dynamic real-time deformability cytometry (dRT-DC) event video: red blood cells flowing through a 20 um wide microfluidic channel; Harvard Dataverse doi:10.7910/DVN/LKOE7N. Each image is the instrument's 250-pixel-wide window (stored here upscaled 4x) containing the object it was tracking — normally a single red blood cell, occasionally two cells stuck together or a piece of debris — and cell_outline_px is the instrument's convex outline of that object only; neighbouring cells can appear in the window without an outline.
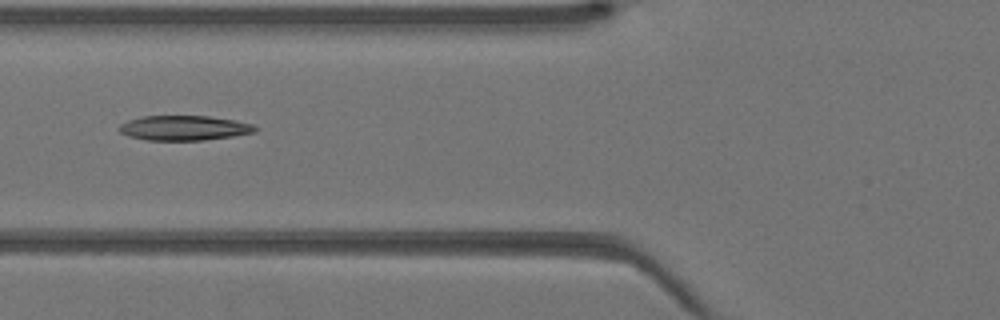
{"species": "Egyptian fruit bat (a non-hibernating species)", "species_latin": "Rousettus aegyptiacus", "temperature_condition": "warm", "stored_images_in_passage": 10, "camera_frame_rate_fps": 3000, "um_per_image_px": 0.085, "animal": {"sex": "female"}, "frame": {"image": 1, "passage_image": 4, "time_ms": 1.0, "image_size_px": [1000, 320], "cell_outline_px": [[260, 128], [256, 132], [232, 136], [204, 140], [144, 140], [128, 136], [120, 132], [116, 128], [120, 124], [128, 120], [144, 116], [208, 116], [232, 120], [252, 124]], "centroid_in_image_um": [15.62, 10.88], "position_along_channel_um": 110.2, "area_um2": 19.71}}
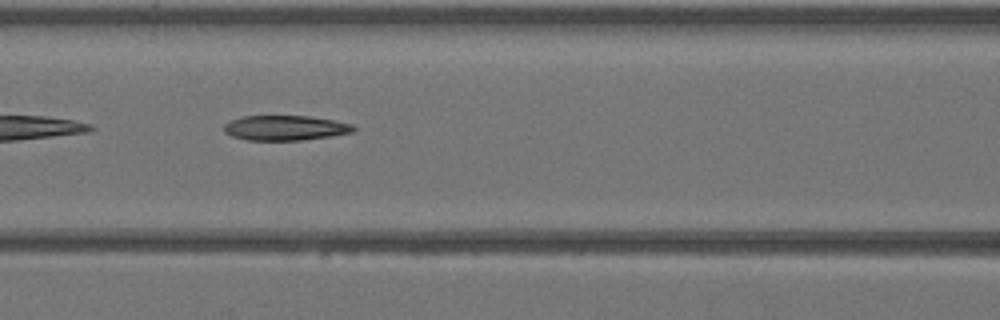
{"frame": {"image": 2, "passage_image": 6, "time_ms": 1.667, "image_size_px": [1000, 320], "cell_outline_px": [[356, 128], [352, 132], [332, 136], [300, 140], [248, 140], [232, 136], [224, 132], [224, 124], [240, 116], [308, 116], [332, 120], [352, 124]], "centroid_in_image_um": [24.23, 10.87], "position_along_channel_um": 142.4, "area_um2": 18.73}}